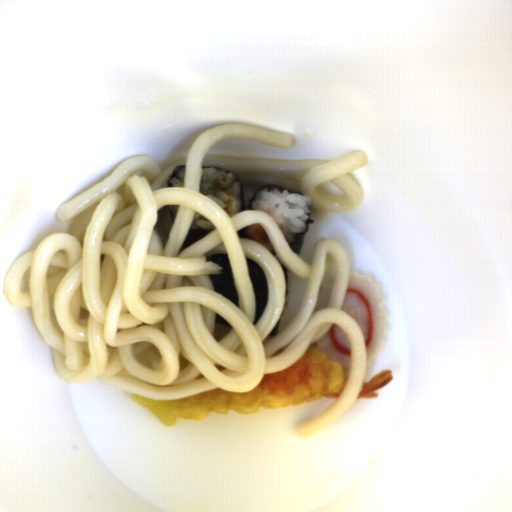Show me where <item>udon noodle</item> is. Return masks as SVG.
Listing matches in <instances>:
<instances>
[{"label": "udon noodle", "mask_w": 512, "mask_h": 512, "mask_svg": "<svg viewBox=\"0 0 512 512\" xmlns=\"http://www.w3.org/2000/svg\"><path fill=\"white\" fill-rule=\"evenodd\" d=\"M226 138H245L289 148L294 134L242 123L223 124L199 135L186 156L161 168L152 156L118 164L100 182L54 212L68 233H52L9 266L4 299L31 308L35 328L51 346L54 367L69 384L101 379L109 386L147 399L178 400L208 389L228 393L255 389L266 373L281 372L316 346L335 324L348 337L351 363L346 386L323 410L293 425L300 438L328 427L360 399L367 351L359 323L341 310L351 274L346 249L334 238L315 243L306 263L290 246L275 220L256 209L232 216L199 192L203 167L237 173L242 183L277 185L313 199L312 216L342 214L363 199L350 174L367 166V154L352 150L338 158L269 159L206 155ZM177 164L185 169L184 188H157ZM334 183L342 195L317 189ZM177 205L171 234L163 242L153 232L160 208ZM217 228L179 256L194 213ZM260 224L276 251L240 239L239 229ZM227 253L239 307L214 292L209 274L221 266L205 256ZM246 257L268 279L269 300L256 326L255 292ZM280 262L309 286L291 324L266 339L278 322L285 286ZM333 283L326 308L311 316L317 294ZM215 313L232 324H215ZM266 339V340H265Z\"/></svg>", "instance_id": "1"}]
</instances>
